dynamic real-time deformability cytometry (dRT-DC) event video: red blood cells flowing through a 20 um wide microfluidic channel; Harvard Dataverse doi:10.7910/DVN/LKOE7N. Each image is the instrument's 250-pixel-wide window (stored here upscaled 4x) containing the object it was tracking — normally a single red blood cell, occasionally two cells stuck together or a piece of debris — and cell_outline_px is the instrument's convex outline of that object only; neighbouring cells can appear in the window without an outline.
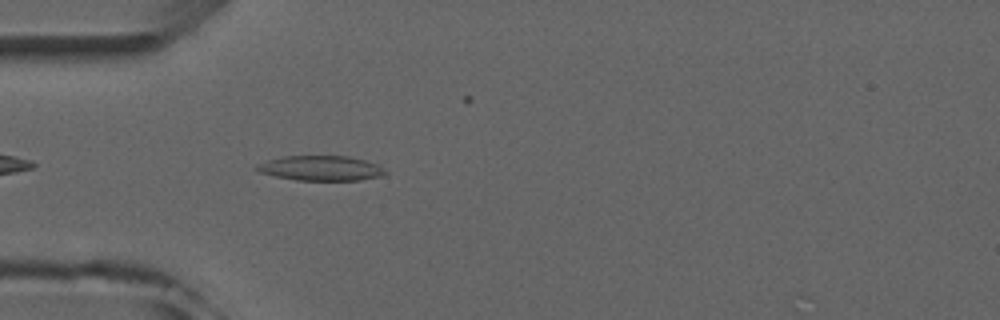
{"species": "common noctule bat (a hibernating species)", "species_latin": "Nyctalus noctula", "temperature_condition": "room temperature", "stored_images_in_passage": 5, "camera_frame_rate_fps": 3000, "um_per_image_px": 0.085, "animal": {"sex": "male", "forearm_length_mm": 52.5}, "frame": {"image": 1, "passage_image": 5, "time_ms": 4.667, "image_size_px": [1000, 320], "cell_outline_px": [[388, 172], [380, 176], [360, 180], [296, 180], [276, 176], [260, 172], [252, 168], [256, 164], [280, 156], [348, 156], [364, 160], [376, 164]], "centroid_in_image_um": [27.22, 14.29], "position_along_channel_um": 57.8, "area_um2": 18.61}}